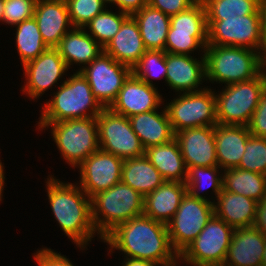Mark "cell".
<instances>
[{
	"mask_svg": "<svg viewBox=\"0 0 266 266\" xmlns=\"http://www.w3.org/2000/svg\"><path fill=\"white\" fill-rule=\"evenodd\" d=\"M103 241L110 252L117 249L125 257L148 260L161 266H177L178 253L172 248L167 224L141 215L117 225Z\"/></svg>",
	"mask_w": 266,
	"mask_h": 266,
	"instance_id": "cell-1",
	"label": "cell"
},
{
	"mask_svg": "<svg viewBox=\"0 0 266 266\" xmlns=\"http://www.w3.org/2000/svg\"><path fill=\"white\" fill-rule=\"evenodd\" d=\"M49 203L64 234L78 247L85 248L96 234L92 221L91 198L72 183H63L53 176L46 182Z\"/></svg>",
	"mask_w": 266,
	"mask_h": 266,
	"instance_id": "cell-2",
	"label": "cell"
},
{
	"mask_svg": "<svg viewBox=\"0 0 266 266\" xmlns=\"http://www.w3.org/2000/svg\"><path fill=\"white\" fill-rule=\"evenodd\" d=\"M63 82L54 93L53 99L43 106L38 122L39 129H43L48 123L97 117L104 109L94 97L89 83L80 71Z\"/></svg>",
	"mask_w": 266,
	"mask_h": 266,
	"instance_id": "cell-3",
	"label": "cell"
},
{
	"mask_svg": "<svg viewBox=\"0 0 266 266\" xmlns=\"http://www.w3.org/2000/svg\"><path fill=\"white\" fill-rule=\"evenodd\" d=\"M92 221L102 239L117 225L143 215L144 197L120 181L91 198ZM100 215V216H99ZM103 216L102 218H100Z\"/></svg>",
	"mask_w": 266,
	"mask_h": 266,
	"instance_id": "cell-4",
	"label": "cell"
},
{
	"mask_svg": "<svg viewBox=\"0 0 266 266\" xmlns=\"http://www.w3.org/2000/svg\"><path fill=\"white\" fill-rule=\"evenodd\" d=\"M204 56L206 81L230 85L253 79L259 74L260 53L253 49L207 45Z\"/></svg>",
	"mask_w": 266,
	"mask_h": 266,
	"instance_id": "cell-5",
	"label": "cell"
},
{
	"mask_svg": "<svg viewBox=\"0 0 266 266\" xmlns=\"http://www.w3.org/2000/svg\"><path fill=\"white\" fill-rule=\"evenodd\" d=\"M49 126L58 150L71 167H78L100 149L96 117L48 123L43 129Z\"/></svg>",
	"mask_w": 266,
	"mask_h": 266,
	"instance_id": "cell-6",
	"label": "cell"
},
{
	"mask_svg": "<svg viewBox=\"0 0 266 266\" xmlns=\"http://www.w3.org/2000/svg\"><path fill=\"white\" fill-rule=\"evenodd\" d=\"M223 90L215 95L218 124L247 126L264 92L260 74L247 81L225 85Z\"/></svg>",
	"mask_w": 266,
	"mask_h": 266,
	"instance_id": "cell-7",
	"label": "cell"
},
{
	"mask_svg": "<svg viewBox=\"0 0 266 266\" xmlns=\"http://www.w3.org/2000/svg\"><path fill=\"white\" fill-rule=\"evenodd\" d=\"M233 232L232 226L214 214L179 260L192 266H223Z\"/></svg>",
	"mask_w": 266,
	"mask_h": 266,
	"instance_id": "cell-8",
	"label": "cell"
},
{
	"mask_svg": "<svg viewBox=\"0 0 266 266\" xmlns=\"http://www.w3.org/2000/svg\"><path fill=\"white\" fill-rule=\"evenodd\" d=\"M207 45L234 46L263 53L261 14L207 20Z\"/></svg>",
	"mask_w": 266,
	"mask_h": 266,
	"instance_id": "cell-9",
	"label": "cell"
},
{
	"mask_svg": "<svg viewBox=\"0 0 266 266\" xmlns=\"http://www.w3.org/2000/svg\"><path fill=\"white\" fill-rule=\"evenodd\" d=\"M214 215V201L183 196L175 215L167 223L172 248L180 255Z\"/></svg>",
	"mask_w": 266,
	"mask_h": 266,
	"instance_id": "cell-10",
	"label": "cell"
},
{
	"mask_svg": "<svg viewBox=\"0 0 266 266\" xmlns=\"http://www.w3.org/2000/svg\"><path fill=\"white\" fill-rule=\"evenodd\" d=\"M214 91L205 88L178 95L165 109L174 133L181 130L218 124Z\"/></svg>",
	"mask_w": 266,
	"mask_h": 266,
	"instance_id": "cell-11",
	"label": "cell"
},
{
	"mask_svg": "<svg viewBox=\"0 0 266 266\" xmlns=\"http://www.w3.org/2000/svg\"><path fill=\"white\" fill-rule=\"evenodd\" d=\"M100 150L124 159L145 154L139 137L132 129L128 117L104 108L96 117Z\"/></svg>",
	"mask_w": 266,
	"mask_h": 266,
	"instance_id": "cell-12",
	"label": "cell"
},
{
	"mask_svg": "<svg viewBox=\"0 0 266 266\" xmlns=\"http://www.w3.org/2000/svg\"><path fill=\"white\" fill-rule=\"evenodd\" d=\"M80 68L86 78L91 91L103 108H109L116 99L125 80L132 73V69L104 51L88 66Z\"/></svg>",
	"mask_w": 266,
	"mask_h": 266,
	"instance_id": "cell-13",
	"label": "cell"
},
{
	"mask_svg": "<svg viewBox=\"0 0 266 266\" xmlns=\"http://www.w3.org/2000/svg\"><path fill=\"white\" fill-rule=\"evenodd\" d=\"M124 160L116 155L97 150L79 166L80 188L92 198L121 181Z\"/></svg>",
	"mask_w": 266,
	"mask_h": 266,
	"instance_id": "cell-14",
	"label": "cell"
},
{
	"mask_svg": "<svg viewBox=\"0 0 266 266\" xmlns=\"http://www.w3.org/2000/svg\"><path fill=\"white\" fill-rule=\"evenodd\" d=\"M23 69L27 82L22 91L35 100L54 86L69 68L58 50L49 47L36 59L23 65Z\"/></svg>",
	"mask_w": 266,
	"mask_h": 266,
	"instance_id": "cell-15",
	"label": "cell"
},
{
	"mask_svg": "<svg viewBox=\"0 0 266 266\" xmlns=\"http://www.w3.org/2000/svg\"><path fill=\"white\" fill-rule=\"evenodd\" d=\"M186 168L218 166L214 126H201L175 133Z\"/></svg>",
	"mask_w": 266,
	"mask_h": 266,
	"instance_id": "cell-16",
	"label": "cell"
},
{
	"mask_svg": "<svg viewBox=\"0 0 266 266\" xmlns=\"http://www.w3.org/2000/svg\"><path fill=\"white\" fill-rule=\"evenodd\" d=\"M162 101L155 86H151L133 73L125 80L109 109L116 114L131 117L157 110Z\"/></svg>",
	"mask_w": 266,
	"mask_h": 266,
	"instance_id": "cell-17",
	"label": "cell"
},
{
	"mask_svg": "<svg viewBox=\"0 0 266 266\" xmlns=\"http://www.w3.org/2000/svg\"><path fill=\"white\" fill-rule=\"evenodd\" d=\"M166 83L177 92L201 91L197 87L206 78L205 56L201 61L186 54L166 53ZM198 90H196V89Z\"/></svg>",
	"mask_w": 266,
	"mask_h": 266,
	"instance_id": "cell-18",
	"label": "cell"
},
{
	"mask_svg": "<svg viewBox=\"0 0 266 266\" xmlns=\"http://www.w3.org/2000/svg\"><path fill=\"white\" fill-rule=\"evenodd\" d=\"M33 17L43 41L51 48L59 44L69 27L73 28L65 0H37Z\"/></svg>",
	"mask_w": 266,
	"mask_h": 266,
	"instance_id": "cell-19",
	"label": "cell"
},
{
	"mask_svg": "<svg viewBox=\"0 0 266 266\" xmlns=\"http://www.w3.org/2000/svg\"><path fill=\"white\" fill-rule=\"evenodd\" d=\"M265 236L254 226L234 229L223 266H261Z\"/></svg>",
	"mask_w": 266,
	"mask_h": 266,
	"instance_id": "cell-20",
	"label": "cell"
},
{
	"mask_svg": "<svg viewBox=\"0 0 266 266\" xmlns=\"http://www.w3.org/2000/svg\"><path fill=\"white\" fill-rule=\"evenodd\" d=\"M103 51L131 69L139 62L147 50L143 44L138 23L133 16L129 15L123 21L119 31Z\"/></svg>",
	"mask_w": 266,
	"mask_h": 266,
	"instance_id": "cell-21",
	"label": "cell"
},
{
	"mask_svg": "<svg viewBox=\"0 0 266 266\" xmlns=\"http://www.w3.org/2000/svg\"><path fill=\"white\" fill-rule=\"evenodd\" d=\"M250 135L248 126H214L217 162L221 170L238 167Z\"/></svg>",
	"mask_w": 266,
	"mask_h": 266,
	"instance_id": "cell-22",
	"label": "cell"
},
{
	"mask_svg": "<svg viewBox=\"0 0 266 266\" xmlns=\"http://www.w3.org/2000/svg\"><path fill=\"white\" fill-rule=\"evenodd\" d=\"M186 192L185 183L165 181L144 197L143 215L167 224L175 215Z\"/></svg>",
	"mask_w": 266,
	"mask_h": 266,
	"instance_id": "cell-23",
	"label": "cell"
},
{
	"mask_svg": "<svg viewBox=\"0 0 266 266\" xmlns=\"http://www.w3.org/2000/svg\"><path fill=\"white\" fill-rule=\"evenodd\" d=\"M214 203V214L234 229L253 226L258 202L224 189Z\"/></svg>",
	"mask_w": 266,
	"mask_h": 266,
	"instance_id": "cell-24",
	"label": "cell"
},
{
	"mask_svg": "<svg viewBox=\"0 0 266 266\" xmlns=\"http://www.w3.org/2000/svg\"><path fill=\"white\" fill-rule=\"evenodd\" d=\"M162 111L159 113L154 110L129 117L132 129L145 149L167 144L175 139L165 107Z\"/></svg>",
	"mask_w": 266,
	"mask_h": 266,
	"instance_id": "cell-25",
	"label": "cell"
},
{
	"mask_svg": "<svg viewBox=\"0 0 266 266\" xmlns=\"http://www.w3.org/2000/svg\"><path fill=\"white\" fill-rule=\"evenodd\" d=\"M55 48L68 68L73 62L89 65L103 51V47L85 31V28L69 29Z\"/></svg>",
	"mask_w": 266,
	"mask_h": 266,
	"instance_id": "cell-26",
	"label": "cell"
},
{
	"mask_svg": "<svg viewBox=\"0 0 266 266\" xmlns=\"http://www.w3.org/2000/svg\"><path fill=\"white\" fill-rule=\"evenodd\" d=\"M145 156L165 181L185 183L187 168L176 139L167 144L148 147Z\"/></svg>",
	"mask_w": 266,
	"mask_h": 266,
	"instance_id": "cell-27",
	"label": "cell"
},
{
	"mask_svg": "<svg viewBox=\"0 0 266 266\" xmlns=\"http://www.w3.org/2000/svg\"><path fill=\"white\" fill-rule=\"evenodd\" d=\"M121 181L143 197L165 182L145 154L136 158L124 159Z\"/></svg>",
	"mask_w": 266,
	"mask_h": 266,
	"instance_id": "cell-28",
	"label": "cell"
},
{
	"mask_svg": "<svg viewBox=\"0 0 266 266\" xmlns=\"http://www.w3.org/2000/svg\"><path fill=\"white\" fill-rule=\"evenodd\" d=\"M132 16L138 23L146 50L164 51L170 27V16L149 5H146Z\"/></svg>",
	"mask_w": 266,
	"mask_h": 266,
	"instance_id": "cell-29",
	"label": "cell"
},
{
	"mask_svg": "<svg viewBox=\"0 0 266 266\" xmlns=\"http://www.w3.org/2000/svg\"><path fill=\"white\" fill-rule=\"evenodd\" d=\"M222 189L260 202L266 193V175L240 168L223 170Z\"/></svg>",
	"mask_w": 266,
	"mask_h": 266,
	"instance_id": "cell-30",
	"label": "cell"
},
{
	"mask_svg": "<svg viewBox=\"0 0 266 266\" xmlns=\"http://www.w3.org/2000/svg\"><path fill=\"white\" fill-rule=\"evenodd\" d=\"M207 27L206 9L202 0H197L188 9L170 16L171 32L190 34L204 47L207 46Z\"/></svg>",
	"mask_w": 266,
	"mask_h": 266,
	"instance_id": "cell-31",
	"label": "cell"
},
{
	"mask_svg": "<svg viewBox=\"0 0 266 266\" xmlns=\"http://www.w3.org/2000/svg\"><path fill=\"white\" fill-rule=\"evenodd\" d=\"M16 45L22 66L36 59L49 47L42 39L34 17L16 25Z\"/></svg>",
	"mask_w": 266,
	"mask_h": 266,
	"instance_id": "cell-32",
	"label": "cell"
},
{
	"mask_svg": "<svg viewBox=\"0 0 266 266\" xmlns=\"http://www.w3.org/2000/svg\"><path fill=\"white\" fill-rule=\"evenodd\" d=\"M261 0H202L207 20H223V17L260 14Z\"/></svg>",
	"mask_w": 266,
	"mask_h": 266,
	"instance_id": "cell-33",
	"label": "cell"
},
{
	"mask_svg": "<svg viewBox=\"0 0 266 266\" xmlns=\"http://www.w3.org/2000/svg\"><path fill=\"white\" fill-rule=\"evenodd\" d=\"M219 169H221L219 166H212V167L200 166V167L187 168V178L185 181V184L187 186V192H189L192 196L198 199L210 201L205 196L200 195L199 191L203 190L202 187L204 188L211 187L213 193L215 192V196L217 197L222 190V175L221 176H219V174L217 175V173H220Z\"/></svg>",
	"mask_w": 266,
	"mask_h": 266,
	"instance_id": "cell-34",
	"label": "cell"
},
{
	"mask_svg": "<svg viewBox=\"0 0 266 266\" xmlns=\"http://www.w3.org/2000/svg\"><path fill=\"white\" fill-rule=\"evenodd\" d=\"M129 15L123 12L109 11L105 8L95 16L85 27H89L90 34L103 48L119 31L121 24Z\"/></svg>",
	"mask_w": 266,
	"mask_h": 266,
	"instance_id": "cell-35",
	"label": "cell"
},
{
	"mask_svg": "<svg viewBox=\"0 0 266 266\" xmlns=\"http://www.w3.org/2000/svg\"><path fill=\"white\" fill-rule=\"evenodd\" d=\"M132 73L145 83L154 86L151 78H162L166 80V52L162 50H147L139 62L132 68Z\"/></svg>",
	"mask_w": 266,
	"mask_h": 266,
	"instance_id": "cell-36",
	"label": "cell"
},
{
	"mask_svg": "<svg viewBox=\"0 0 266 266\" xmlns=\"http://www.w3.org/2000/svg\"><path fill=\"white\" fill-rule=\"evenodd\" d=\"M237 168L266 175V138L249 136Z\"/></svg>",
	"mask_w": 266,
	"mask_h": 266,
	"instance_id": "cell-37",
	"label": "cell"
},
{
	"mask_svg": "<svg viewBox=\"0 0 266 266\" xmlns=\"http://www.w3.org/2000/svg\"><path fill=\"white\" fill-rule=\"evenodd\" d=\"M70 22L73 28L85 26L98 14L104 11L106 4L102 0H65ZM105 5V6H104Z\"/></svg>",
	"mask_w": 266,
	"mask_h": 266,
	"instance_id": "cell-38",
	"label": "cell"
},
{
	"mask_svg": "<svg viewBox=\"0 0 266 266\" xmlns=\"http://www.w3.org/2000/svg\"><path fill=\"white\" fill-rule=\"evenodd\" d=\"M37 0H4L2 22L18 25L34 16Z\"/></svg>",
	"mask_w": 266,
	"mask_h": 266,
	"instance_id": "cell-39",
	"label": "cell"
},
{
	"mask_svg": "<svg viewBox=\"0 0 266 266\" xmlns=\"http://www.w3.org/2000/svg\"><path fill=\"white\" fill-rule=\"evenodd\" d=\"M205 47L192 35L183 33H174L168 31L165 49L166 53L172 54H186L189 55L192 51ZM191 51V52H190Z\"/></svg>",
	"mask_w": 266,
	"mask_h": 266,
	"instance_id": "cell-40",
	"label": "cell"
},
{
	"mask_svg": "<svg viewBox=\"0 0 266 266\" xmlns=\"http://www.w3.org/2000/svg\"><path fill=\"white\" fill-rule=\"evenodd\" d=\"M252 136L266 138V92L264 91L259 103L247 125Z\"/></svg>",
	"mask_w": 266,
	"mask_h": 266,
	"instance_id": "cell-41",
	"label": "cell"
},
{
	"mask_svg": "<svg viewBox=\"0 0 266 266\" xmlns=\"http://www.w3.org/2000/svg\"><path fill=\"white\" fill-rule=\"evenodd\" d=\"M197 0H148V5L162 13L172 16L188 9Z\"/></svg>",
	"mask_w": 266,
	"mask_h": 266,
	"instance_id": "cell-42",
	"label": "cell"
},
{
	"mask_svg": "<svg viewBox=\"0 0 266 266\" xmlns=\"http://www.w3.org/2000/svg\"><path fill=\"white\" fill-rule=\"evenodd\" d=\"M38 266H74L67 257L48 248H42L34 254Z\"/></svg>",
	"mask_w": 266,
	"mask_h": 266,
	"instance_id": "cell-43",
	"label": "cell"
},
{
	"mask_svg": "<svg viewBox=\"0 0 266 266\" xmlns=\"http://www.w3.org/2000/svg\"><path fill=\"white\" fill-rule=\"evenodd\" d=\"M113 4L119 7L120 12L132 16L148 5V0H113Z\"/></svg>",
	"mask_w": 266,
	"mask_h": 266,
	"instance_id": "cell-44",
	"label": "cell"
},
{
	"mask_svg": "<svg viewBox=\"0 0 266 266\" xmlns=\"http://www.w3.org/2000/svg\"><path fill=\"white\" fill-rule=\"evenodd\" d=\"M266 237V193L258 202L256 216L253 224Z\"/></svg>",
	"mask_w": 266,
	"mask_h": 266,
	"instance_id": "cell-45",
	"label": "cell"
},
{
	"mask_svg": "<svg viewBox=\"0 0 266 266\" xmlns=\"http://www.w3.org/2000/svg\"><path fill=\"white\" fill-rule=\"evenodd\" d=\"M263 52L266 51V0L260 1Z\"/></svg>",
	"mask_w": 266,
	"mask_h": 266,
	"instance_id": "cell-46",
	"label": "cell"
},
{
	"mask_svg": "<svg viewBox=\"0 0 266 266\" xmlns=\"http://www.w3.org/2000/svg\"><path fill=\"white\" fill-rule=\"evenodd\" d=\"M126 261L125 264L122 263V266H159V264L153 263L148 260H143V259H136V258H130V257H125Z\"/></svg>",
	"mask_w": 266,
	"mask_h": 266,
	"instance_id": "cell-47",
	"label": "cell"
},
{
	"mask_svg": "<svg viewBox=\"0 0 266 266\" xmlns=\"http://www.w3.org/2000/svg\"><path fill=\"white\" fill-rule=\"evenodd\" d=\"M259 74L263 81L264 91L266 92V51L260 54Z\"/></svg>",
	"mask_w": 266,
	"mask_h": 266,
	"instance_id": "cell-48",
	"label": "cell"
},
{
	"mask_svg": "<svg viewBox=\"0 0 266 266\" xmlns=\"http://www.w3.org/2000/svg\"><path fill=\"white\" fill-rule=\"evenodd\" d=\"M4 166L2 165V162H1V160H0V201H2L1 199H2V191H3V189H4V179H5V177H4Z\"/></svg>",
	"mask_w": 266,
	"mask_h": 266,
	"instance_id": "cell-49",
	"label": "cell"
},
{
	"mask_svg": "<svg viewBox=\"0 0 266 266\" xmlns=\"http://www.w3.org/2000/svg\"><path fill=\"white\" fill-rule=\"evenodd\" d=\"M261 266H266V237H265V248H264Z\"/></svg>",
	"mask_w": 266,
	"mask_h": 266,
	"instance_id": "cell-50",
	"label": "cell"
},
{
	"mask_svg": "<svg viewBox=\"0 0 266 266\" xmlns=\"http://www.w3.org/2000/svg\"><path fill=\"white\" fill-rule=\"evenodd\" d=\"M3 10H4V0H0V21H2Z\"/></svg>",
	"mask_w": 266,
	"mask_h": 266,
	"instance_id": "cell-51",
	"label": "cell"
},
{
	"mask_svg": "<svg viewBox=\"0 0 266 266\" xmlns=\"http://www.w3.org/2000/svg\"><path fill=\"white\" fill-rule=\"evenodd\" d=\"M104 3H113V0H102Z\"/></svg>",
	"mask_w": 266,
	"mask_h": 266,
	"instance_id": "cell-52",
	"label": "cell"
}]
</instances>
